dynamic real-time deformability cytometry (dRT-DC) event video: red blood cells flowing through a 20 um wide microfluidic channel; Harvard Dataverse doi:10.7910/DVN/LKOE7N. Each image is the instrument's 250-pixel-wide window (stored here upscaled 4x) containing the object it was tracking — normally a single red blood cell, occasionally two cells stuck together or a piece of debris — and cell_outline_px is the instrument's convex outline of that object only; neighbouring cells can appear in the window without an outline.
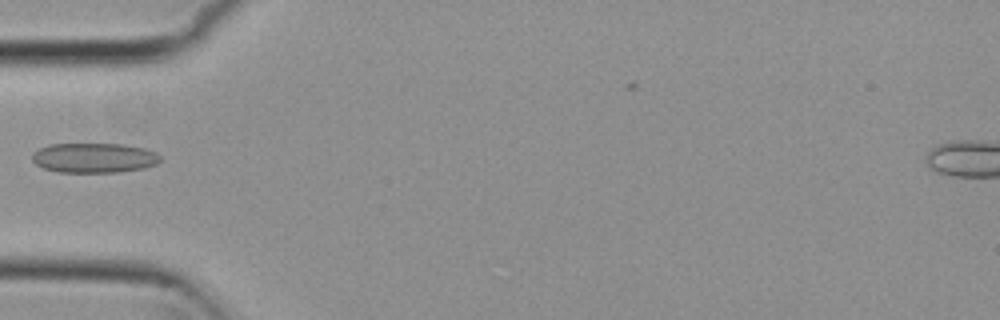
{"species": "common noctule bat (a hibernating species)", "species_latin": "Nyctalus noctula", "temperature_condition": "cold", "stored_images_in_passage": 3, "camera_frame_rate_fps": 3000, "um_per_image_px": 0.085, "animal": {"sex": "female", "body_mass_g": 29.2, "forearm_length_mm": 56.3}, "frame": {"image": 1, "passage_image": 2, "time_ms": 0.333, "image_size_px": [1000, 320], "cell_outline_px": [[160, 160], [156, 164], [144, 168], [120, 172], [56, 172], [44, 168], [36, 164], [32, 160], [32, 152], [48, 144], [124, 144], [144, 148], [156, 152], [160, 156]], "centroid_in_image_um": [7.99, 13.41], "position_along_channel_um": 77.0, "area_um2": 22.37}}